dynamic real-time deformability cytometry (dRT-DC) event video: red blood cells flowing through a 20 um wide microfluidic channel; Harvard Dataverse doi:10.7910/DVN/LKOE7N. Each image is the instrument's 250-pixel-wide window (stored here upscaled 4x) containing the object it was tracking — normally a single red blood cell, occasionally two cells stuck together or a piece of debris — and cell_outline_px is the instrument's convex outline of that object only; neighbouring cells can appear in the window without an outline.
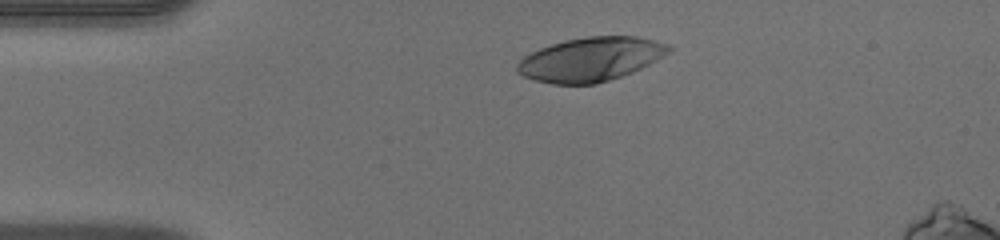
{"species": "human", "species_latin": "Homo sapiens", "temperature_condition": "warm", "stored_images_in_passage": 31, "camera_frame_rate_fps": 3000, "um_per_image_px": 0.085, "donor": {"sex": "male"}, "frame": {"image": 1, "passage_image": 1, "time_ms": 0.0, "image_size_px": [1000, 240], "cell_outline_px": [[672, 48], [668, 52], [656, 60], [632, 72], [596, 84], [552, 84], [536, 80], [524, 76], [516, 72], [516, 64], [524, 56], [540, 48], [564, 40], [588, 36], [636, 36], [668, 44]], "centroid_in_image_um": [50.17, 5.04], "position_along_channel_um": 34.8, "area_um2": 38.49}}
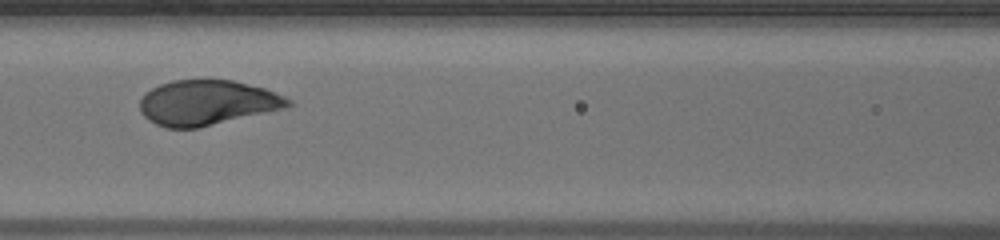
{"frame": {"image": 2, "passage_image": 12, "time_ms": 3.667, "image_size_px": [1000, 240], "cell_outline_px": [[292, 104], [288, 108], [196, 128], [168, 128], [156, 124], [148, 120], [140, 112], [140, 100], [144, 92], [160, 84], [172, 80], [232, 80], [264, 88], [284, 96], [292, 100]], "centroid_in_image_um": [17.6, 8.73], "position_along_channel_um": 149.0, "area_um2": 38.96}}
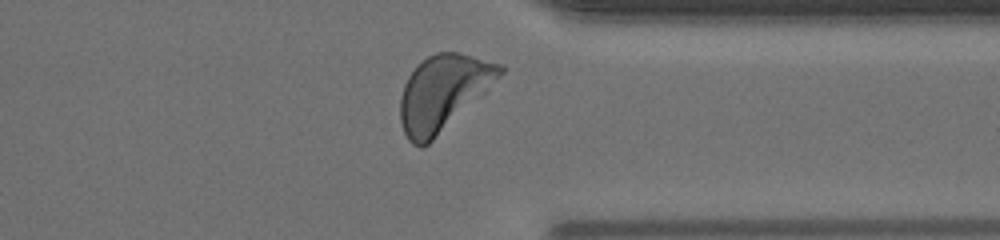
{"frame": {"image": 3, "passage_image": 28, "time_ms": 9.0, "image_size_px": [1000, 240], "cell_outline_px": [[504, 72], [428, 144], [420, 148], [412, 144], [408, 140], [404, 132], [400, 120], [400, 96], [404, 84], [408, 76], [428, 56], [436, 52], [456, 52], [504, 64]], "centroid_in_image_um": [37.62, 7.87], "position_along_channel_um": 373.8, "area_um2": 42.66}}